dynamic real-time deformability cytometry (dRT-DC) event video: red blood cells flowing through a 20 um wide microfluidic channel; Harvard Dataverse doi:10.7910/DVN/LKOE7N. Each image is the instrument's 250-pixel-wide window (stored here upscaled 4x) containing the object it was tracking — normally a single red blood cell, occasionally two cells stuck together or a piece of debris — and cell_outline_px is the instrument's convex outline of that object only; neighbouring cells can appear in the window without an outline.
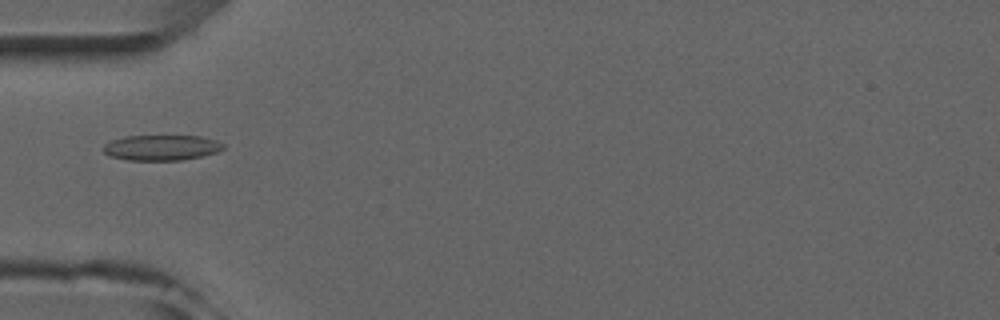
{"species": "common noctule bat (a hibernating species)", "species_latin": "Nyctalus noctula", "temperature_condition": "room temperature", "stored_images_in_passage": 5, "camera_frame_rate_fps": 3000, "um_per_image_px": 0.085, "animal": {"sex": "male", "forearm_length_mm": 52.5}, "frame": {"image": 1, "passage_image": 5, "time_ms": 4.333, "image_size_px": [1000, 320], "cell_outline_px": [[224, 148], [216, 152], [200, 156], [180, 160], [128, 160], [108, 156], [100, 148], [104, 144], [112, 140], [124, 136], [200, 136], [216, 140], [224, 144]], "centroid_in_image_um": [13.67, 12.54], "position_along_channel_um": 71.3, "area_um2": 17.8}}